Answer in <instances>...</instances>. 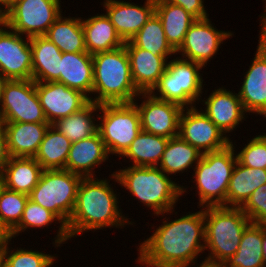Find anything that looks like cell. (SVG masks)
Here are the masks:
<instances>
[{"mask_svg": "<svg viewBox=\"0 0 266 267\" xmlns=\"http://www.w3.org/2000/svg\"><path fill=\"white\" fill-rule=\"evenodd\" d=\"M164 219L163 224L140 243L139 254L159 267H191L197 264L198 255L205 251L204 207L175 220Z\"/></svg>", "mask_w": 266, "mask_h": 267, "instance_id": "cell-1", "label": "cell"}, {"mask_svg": "<svg viewBox=\"0 0 266 267\" xmlns=\"http://www.w3.org/2000/svg\"><path fill=\"white\" fill-rule=\"evenodd\" d=\"M107 180L88 177L80 181L75 206L66 225L70 239L88 230L133 225L134 222L122 215L116 191Z\"/></svg>", "mask_w": 266, "mask_h": 267, "instance_id": "cell-2", "label": "cell"}, {"mask_svg": "<svg viewBox=\"0 0 266 267\" xmlns=\"http://www.w3.org/2000/svg\"><path fill=\"white\" fill-rule=\"evenodd\" d=\"M111 176L157 216L173 213L179 197L187 192L186 187L171 180L158 166L131 165L113 172Z\"/></svg>", "mask_w": 266, "mask_h": 267, "instance_id": "cell-3", "label": "cell"}, {"mask_svg": "<svg viewBox=\"0 0 266 267\" xmlns=\"http://www.w3.org/2000/svg\"><path fill=\"white\" fill-rule=\"evenodd\" d=\"M93 58V89L97 96L90 102L101 104L132 103L140 94L134 85L125 45L98 52ZM136 97V98H135Z\"/></svg>", "mask_w": 266, "mask_h": 267, "instance_id": "cell-4", "label": "cell"}, {"mask_svg": "<svg viewBox=\"0 0 266 267\" xmlns=\"http://www.w3.org/2000/svg\"><path fill=\"white\" fill-rule=\"evenodd\" d=\"M204 208V250H210L204 261L225 264L236 253L242 234L251 221L241 208L223 206Z\"/></svg>", "mask_w": 266, "mask_h": 267, "instance_id": "cell-5", "label": "cell"}, {"mask_svg": "<svg viewBox=\"0 0 266 267\" xmlns=\"http://www.w3.org/2000/svg\"><path fill=\"white\" fill-rule=\"evenodd\" d=\"M233 144L231 141L221 150L204 153L194 167L192 177L197 185L198 206H222L226 202L229 181L237 162Z\"/></svg>", "mask_w": 266, "mask_h": 267, "instance_id": "cell-6", "label": "cell"}, {"mask_svg": "<svg viewBox=\"0 0 266 267\" xmlns=\"http://www.w3.org/2000/svg\"><path fill=\"white\" fill-rule=\"evenodd\" d=\"M201 69H203L201 64L182 57L172 59L150 93L155 98L177 103L183 108L194 107L196 101L202 100L199 98L204 86V80L200 75Z\"/></svg>", "mask_w": 266, "mask_h": 267, "instance_id": "cell-7", "label": "cell"}, {"mask_svg": "<svg viewBox=\"0 0 266 267\" xmlns=\"http://www.w3.org/2000/svg\"><path fill=\"white\" fill-rule=\"evenodd\" d=\"M82 176L66 169L43 170L29 199L53 212L66 226L72 215Z\"/></svg>", "mask_w": 266, "mask_h": 267, "instance_id": "cell-8", "label": "cell"}, {"mask_svg": "<svg viewBox=\"0 0 266 267\" xmlns=\"http://www.w3.org/2000/svg\"><path fill=\"white\" fill-rule=\"evenodd\" d=\"M99 114L97 132L109 155L120 157L142 130L138 108L133 102L101 104Z\"/></svg>", "mask_w": 266, "mask_h": 267, "instance_id": "cell-9", "label": "cell"}, {"mask_svg": "<svg viewBox=\"0 0 266 267\" xmlns=\"http://www.w3.org/2000/svg\"><path fill=\"white\" fill-rule=\"evenodd\" d=\"M61 0H13L2 13L8 28L22 36H43L63 13Z\"/></svg>", "mask_w": 266, "mask_h": 267, "instance_id": "cell-10", "label": "cell"}, {"mask_svg": "<svg viewBox=\"0 0 266 267\" xmlns=\"http://www.w3.org/2000/svg\"><path fill=\"white\" fill-rule=\"evenodd\" d=\"M16 122L48 123L32 79L8 80L4 85L0 123Z\"/></svg>", "mask_w": 266, "mask_h": 267, "instance_id": "cell-11", "label": "cell"}, {"mask_svg": "<svg viewBox=\"0 0 266 267\" xmlns=\"http://www.w3.org/2000/svg\"><path fill=\"white\" fill-rule=\"evenodd\" d=\"M179 136L202 154L221 150L231 144L230 137L196 106L183 108L179 119Z\"/></svg>", "mask_w": 266, "mask_h": 267, "instance_id": "cell-12", "label": "cell"}, {"mask_svg": "<svg viewBox=\"0 0 266 267\" xmlns=\"http://www.w3.org/2000/svg\"><path fill=\"white\" fill-rule=\"evenodd\" d=\"M24 38L0 22V72L8 80L32 79L30 37Z\"/></svg>", "mask_w": 266, "mask_h": 267, "instance_id": "cell-13", "label": "cell"}, {"mask_svg": "<svg viewBox=\"0 0 266 267\" xmlns=\"http://www.w3.org/2000/svg\"><path fill=\"white\" fill-rule=\"evenodd\" d=\"M144 98L138 105L136 100L133 103L140 114L141 129L166 138H173L179 135V119L183 107L177 103L160 100L151 93H140Z\"/></svg>", "mask_w": 266, "mask_h": 267, "instance_id": "cell-14", "label": "cell"}, {"mask_svg": "<svg viewBox=\"0 0 266 267\" xmlns=\"http://www.w3.org/2000/svg\"><path fill=\"white\" fill-rule=\"evenodd\" d=\"M207 18L197 19L185 34L184 41L176 51L183 59L201 64L203 67L217 54L221 43L233 36L230 31L214 28Z\"/></svg>", "mask_w": 266, "mask_h": 267, "instance_id": "cell-15", "label": "cell"}, {"mask_svg": "<svg viewBox=\"0 0 266 267\" xmlns=\"http://www.w3.org/2000/svg\"><path fill=\"white\" fill-rule=\"evenodd\" d=\"M35 88L49 124L79 112L90 103L86 94L57 81L35 82Z\"/></svg>", "mask_w": 266, "mask_h": 267, "instance_id": "cell-16", "label": "cell"}, {"mask_svg": "<svg viewBox=\"0 0 266 267\" xmlns=\"http://www.w3.org/2000/svg\"><path fill=\"white\" fill-rule=\"evenodd\" d=\"M144 4L139 6L123 0H104L105 14L124 42L129 41L155 12V0H146Z\"/></svg>", "mask_w": 266, "mask_h": 267, "instance_id": "cell-17", "label": "cell"}, {"mask_svg": "<svg viewBox=\"0 0 266 267\" xmlns=\"http://www.w3.org/2000/svg\"><path fill=\"white\" fill-rule=\"evenodd\" d=\"M206 108L201 109L209 119L226 135L234 131L246 118L239 95L224 87L215 89L207 99H203ZM245 117V118H244ZM237 126V127H236Z\"/></svg>", "mask_w": 266, "mask_h": 267, "instance_id": "cell-18", "label": "cell"}, {"mask_svg": "<svg viewBox=\"0 0 266 267\" xmlns=\"http://www.w3.org/2000/svg\"><path fill=\"white\" fill-rule=\"evenodd\" d=\"M238 95L246 113L266 114V51L258 44Z\"/></svg>", "mask_w": 266, "mask_h": 267, "instance_id": "cell-19", "label": "cell"}, {"mask_svg": "<svg viewBox=\"0 0 266 267\" xmlns=\"http://www.w3.org/2000/svg\"><path fill=\"white\" fill-rule=\"evenodd\" d=\"M129 56L131 75L140 93H150L166 71L168 58L134 46L130 41L124 43Z\"/></svg>", "mask_w": 266, "mask_h": 267, "instance_id": "cell-20", "label": "cell"}, {"mask_svg": "<svg viewBox=\"0 0 266 267\" xmlns=\"http://www.w3.org/2000/svg\"><path fill=\"white\" fill-rule=\"evenodd\" d=\"M108 159L106 146L96 132L88 138L71 143L65 169L83 178L94 177V168Z\"/></svg>", "mask_w": 266, "mask_h": 267, "instance_id": "cell-21", "label": "cell"}, {"mask_svg": "<svg viewBox=\"0 0 266 267\" xmlns=\"http://www.w3.org/2000/svg\"><path fill=\"white\" fill-rule=\"evenodd\" d=\"M10 157H35L49 123H1Z\"/></svg>", "mask_w": 266, "mask_h": 267, "instance_id": "cell-22", "label": "cell"}, {"mask_svg": "<svg viewBox=\"0 0 266 267\" xmlns=\"http://www.w3.org/2000/svg\"><path fill=\"white\" fill-rule=\"evenodd\" d=\"M56 81L79 90L90 98L93 89L92 55L88 52L62 53L60 77Z\"/></svg>", "mask_w": 266, "mask_h": 267, "instance_id": "cell-23", "label": "cell"}, {"mask_svg": "<svg viewBox=\"0 0 266 267\" xmlns=\"http://www.w3.org/2000/svg\"><path fill=\"white\" fill-rule=\"evenodd\" d=\"M32 51V80L52 82L60 77L62 52L46 36L30 37Z\"/></svg>", "mask_w": 266, "mask_h": 267, "instance_id": "cell-24", "label": "cell"}, {"mask_svg": "<svg viewBox=\"0 0 266 267\" xmlns=\"http://www.w3.org/2000/svg\"><path fill=\"white\" fill-rule=\"evenodd\" d=\"M266 184V169L249 168L238 160L229 181L223 207L241 208L253 191Z\"/></svg>", "mask_w": 266, "mask_h": 267, "instance_id": "cell-25", "label": "cell"}, {"mask_svg": "<svg viewBox=\"0 0 266 267\" xmlns=\"http://www.w3.org/2000/svg\"><path fill=\"white\" fill-rule=\"evenodd\" d=\"M84 31L85 46L91 55L98 52L112 51L124 45L114 25L106 14H97L90 18H81Z\"/></svg>", "mask_w": 266, "mask_h": 267, "instance_id": "cell-26", "label": "cell"}, {"mask_svg": "<svg viewBox=\"0 0 266 267\" xmlns=\"http://www.w3.org/2000/svg\"><path fill=\"white\" fill-rule=\"evenodd\" d=\"M42 171L34 157H10L1 176L2 185L29 195L38 184Z\"/></svg>", "mask_w": 266, "mask_h": 267, "instance_id": "cell-27", "label": "cell"}, {"mask_svg": "<svg viewBox=\"0 0 266 267\" xmlns=\"http://www.w3.org/2000/svg\"><path fill=\"white\" fill-rule=\"evenodd\" d=\"M155 13L162 22L168 43L177 51L186 32L197 19L183 7L167 2H155Z\"/></svg>", "mask_w": 266, "mask_h": 267, "instance_id": "cell-28", "label": "cell"}, {"mask_svg": "<svg viewBox=\"0 0 266 267\" xmlns=\"http://www.w3.org/2000/svg\"><path fill=\"white\" fill-rule=\"evenodd\" d=\"M263 224L250 223L244 230L236 253L226 267H266L264 261Z\"/></svg>", "mask_w": 266, "mask_h": 267, "instance_id": "cell-29", "label": "cell"}, {"mask_svg": "<svg viewBox=\"0 0 266 267\" xmlns=\"http://www.w3.org/2000/svg\"><path fill=\"white\" fill-rule=\"evenodd\" d=\"M63 14L49 27L44 35L52 41L62 53L87 52L81 18L63 17Z\"/></svg>", "mask_w": 266, "mask_h": 267, "instance_id": "cell-30", "label": "cell"}, {"mask_svg": "<svg viewBox=\"0 0 266 267\" xmlns=\"http://www.w3.org/2000/svg\"><path fill=\"white\" fill-rule=\"evenodd\" d=\"M169 138L147 133L141 130L128 149L120 156L133 162L132 166H158Z\"/></svg>", "mask_w": 266, "mask_h": 267, "instance_id": "cell-31", "label": "cell"}, {"mask_svg": "<svg viewBox=\"0 0 266 267\" xmlns=\"http://www.w3.org/2000/svg\"><path fill=\"white\" fill-rule=\"evenodd\" d=\"M202 153L183 140L179 135L169 138L161 162L158 167L168 176L183 173L187 169L194 168L202 158ZM194 164V165H193Z\"/></svg>", "mask_w": 266, "mask_h": 267, "instance_id": "cell-32", "label": "cell"}, {"mask_svg": "<svg viewBox=\"0 0 266 267\" xmlns=\"http://www.w3.org/2000/svg\"><path fill=\"white\" fill-rule=\"evenodd\" d=\"M70 146L71 141L50 125L34 158L43 170L65 169Z\"/></svg>", "mask_w": 266, "mask_h": 267, "instance_id": "cell-33", "label": "cell"}, {"mask_svg": "<svg viewBox=\"0 0 266 267\" xmlns=\"http://www.w3.org/2000/svg\"><path fill=\"white\" fill-rule=\"evenodd\" d=\"M96 111H99V105L90 102L79 112L60 118L51 125L68 138L71 143H74L97 132L98 124L95 122L97 119L94 118Z\"/></svg>", "mask_w": 266, "mask_h": 267, "instance_id": "cell-34", "label": "cell"}, {"mask_svg": "<svg viewBox=\"0 0 266 267\" xmlns=\"http://www.w3.org/2000/svg\"><path fill=\"white\" fill-rule=\"evenodd\" d=\"M54 221H58L60 224L57 235L54 238L55 242H53L58 247L70 239L66 226L53 212L28 199L20 223L10 232L11 237L16 238L19 233L25 232L27 228L48 227Z\"/></svg>", "mask_w": 266, "mask_h": 267, "instance_id": "cell-35", "label": "cell"}, {"mask_svg": "<svg viewBox=\"0 0 266 267\" xmlns=\"http://www.w3.org/2000/svg\"><path fill=\"white\" fill-rule=\"evenodd\" d=\"M129 41L138 48L164 58H170L172 54H176L168 43L162 22L155 12Z\"/></svg>", "mask_w": 266, "mask_h": 267, "instance_id": "cell-36", "label": "cell"}, {"mask_svg": "<svg viewBox=\"0 0 266 267\" xmlns=\"http://www.w3.org/2000/svg\"><path fill=\"white\" fill-rule=\"evenodd\" d=\"M29 195L0 186V222L11 232L22 218Z\"/></svg>", "mask_w": 266, "mask_h": 267, "instance_id": "cell-37", "label": "cell"}, {"mask_svg": "<svg viewBox=\"0 0 266 267\" xmlns=\"http://www.w3.org/2000/svg\"><path fill=\"white\" fill-rule=\"evenodd\" d=\"M55 259L54 255L32 249L17 248L16 251H13L7 245L3 249L2 267H51Z\"/></svg>", "mask_w": 266, "mask_h": 267, "instance_id": "cell-38", "label": "cell"}, {"mask_svg": "<svg viewBox=\"0 0 266 267\" xmlns=\"http://www.w3.org/2000/svg\"><path fill=\"white\" fill-rule=\"evenodd\" d=\"M236 155L242 165L249 168L266 169V133L255 136Z\"/></svg>", "mask_w": 266, "mask_h": 267, "instance_id": "cell-39", "label": "cell"}, {"mask_svg": "<svg viewBox=\"0 0 266 267\" xmlns=\"http://www.w3.org/2000/svg\"><path fill=\"white\" fill-rule=\"evenodd\" d=\"M241 209L252 223L266 224V184L253 191Z\"/></svg>", "mask_w": 266, "mask_h": 267, "instance_id": "cell-40", "label": "cell"}, {"mask_svg": "<svg viewBox=\"0 0 266 267\" xmlns=\"http://www.w3.org/2000/svg\"><path fill=\"white\" fill-rule=\"evenodd\" d=\"M155 2H167L183 7L196 19L209 17L204 6V0H155Z\"/></svg>", "mask_w": 266, "mask_h": 267, "instance_id": "cell-41", "label": "cell"}, {"mask_svg": "<svg viewBox=\"0 0 266 267\" xmlns=\"http://www.w3.org/2000/svg\"><path fill=\"white\" fill-rule=\"evenodd\" d=\"M9 153L7 149V137L3 125L0 123V177L5 166L9 161Z\"/></svg>", "mask_w": 266, "mask_h": 267, "instance_id": "cell-42", "label": "cell"}, {"mask_svg": "<svg viewBox=\"0 0 266 267\" xmlns=\"http://www.w3.org/2000/svg\"><path fill=\"white\" fill-rule=\"evenodd\" d=\"M266 1V0H265ZM265 14L261 16V21H260V36L258 40V44L266 51V3H265Z\"/></svg>", "mask_w": 266, "mask_h": 267, "instance_id": "cell-43", "label": "cell"}, {"mask_svg": "<svg viewBox=\"0 0 266 267\" xmlns=\"http://www.w3.org/2000/svg\"><path fill=\"white\" fill-rule=\"evenodd\" d=\"M10 231L0 222V249H4L11 241Z\"/></svg>", "mask_w": 266, "mask_h": 267, "instance_id": "cell-44", "label": "cell"}, {"mask_svg": "<svg viewBox=\"0 0 266 267\" xmlns=\"http://www.w3.org/2000/svg\"><path fill=\"white\" fill-rule=\"evenodd\" d=\"M139 256H138V258H137V260H136V262L139 264H141V266L140 267H142V265L144 266H146V267H159V266H157L156 264H153V263H151V262H149V261H147L146 259H144L140 254H138Z\"/></svg>", "mask_w": 266, "mask_h": 267, "instance_id": "cell-45", "label": "cell"}, {"mask_svg": "<svg viewBox=\"0 0 266 267\" xmlns=\"http://www.w3.org/2000/svg\"><path fill=\"white\" fill-rule=\"evenodd\" d=\"M8 79L0 72V115H1V98L3 93V88Z\"/></svg>", "mask_w": 266, "mask_h": 267, "instance_id": "cell-46", "label": "cell"}, {"mask_svg": "<svg viewBox=\"0 0 266 267\" xmlns=\"http://www.w3.org/2000/svg\"><path fill=\"white\" fill-rule=\"evenodd\" d=\"M194 266H197V267H226L224 264H213V263H209V262H206V261H202L200 263V265L198 264H194Z\"/></svg>", "mask_w": 266, "mask_h": 267, "instance_id": "cell-47", "label": "cell"}, {"mask_svg": "<svg viewBox=\"0 0 266 267\" xmlns=\"http://www.w3.org/2000/svg\"><path fill=\"white\" fill-rule=\"evenodd\" d=\"M262 249L264 253V261L266 264V224H263V244H262Z\"/></svg>", "mask_w": 266, "mask_h": 267, "instance_id": "cell-48", "label": "cell"}, {"mask_svg": "<svg viewBox=\"0 0 266 267\" xmlns=\"http://www.w3.org/2000/svg\"><path fill=\"white\" fill-rule=\"evenodd\" d=\"M10 4H11V0H0V12L3 13L10 6Z\"/></svg>", "mask_w": 266, "mask_h": 267, "instance_id": "cell-49", "label": "cell"}, {"mask_svg": "<svg viewBox=\"0 0 266 267\" xmlns=\"http://www.w3.org/2000/svg\"><path fill=\"white\" fill-rule=\"evenodd\" d=\"M3 264V249H0V267H2Z\"/></svg>", "mask_w": 266, "mask_h": 267, "instance_id": "cell-50", "label": "cell"}, {"mask_svg": "<svg viewBox=\"0 0 266 267\" xmlns=\"http://www.w3.org/2000/svg\"><path fill=\"white\" fill-rule=\"evenodd\" d=\"M0 22H2V13L0 12Z\"/></svg>", "mask_w": 266, "mask_h": 267, "instance_id": "cell-51", "label": "cell"}]
</instances>
